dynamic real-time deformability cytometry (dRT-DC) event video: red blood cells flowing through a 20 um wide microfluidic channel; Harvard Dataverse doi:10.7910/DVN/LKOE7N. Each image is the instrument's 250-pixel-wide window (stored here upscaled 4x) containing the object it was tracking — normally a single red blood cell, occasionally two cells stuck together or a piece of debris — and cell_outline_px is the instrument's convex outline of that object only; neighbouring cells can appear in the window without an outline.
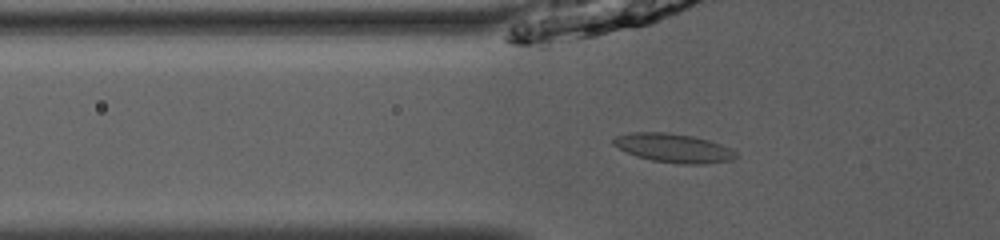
{"species": "common noctule bat (a hibernating species)", "species_latin": "Nyctalus noctula", "temperature_condition": "room temperature", "stored_images_in_passage": 44, "camera_frame_rate_fps": 3000, "um_per_image_px": 0.085, "animal": {"sex": "male", "body_mass_g": 13.0, "forearm_length_mm": 53.1}, "frame": {"image": 1, "passage_image": 12, "time_ms": 3.667, "image_size_px": [1000, 240], "cell_outline_px": [[736, 156], [732, 160], [704, 164], [680, 164], [652, 160], [636, 156], [612, 144], [612, 140], [616, 136], [632, 132], [664, 132], [692, 136], [708, 140], [732, 148], [736, 152]], "centroid_in_image_um": [57.26, 12.58], "position_along_channel_um": 68.5, "area_um2": 20.46}}
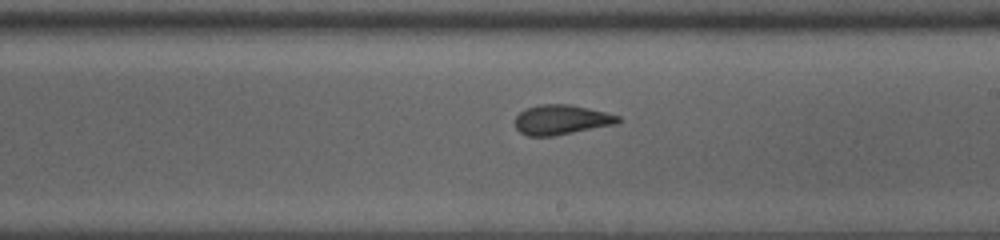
{"frame": {"image": 2, "passage_image": 25, "time_ms": 8.0, "image_size_px": [1000, 240], "cell_outline_px": [[620, 120], [616, 124], [552, 136], [528, 136], [520, 132], [516, 128], [516, 116], [520, 112], [528, 108], [540, 104], [568, 104], [588, 108], [620, 116]], "centroid_in_image_um": [47.7, 10.18], "position_along_channel_um": 241.3, "area_um2": 17.63}}
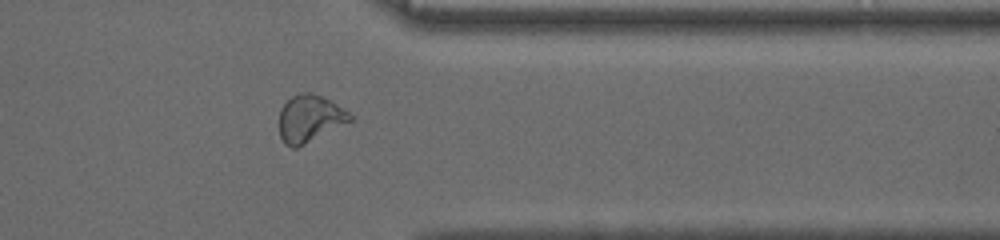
{"frame": {"image": 3, "passage_image": 36, "time_ms": 11.667, "image_size_px": [1000, 240], "cell_outline_px": [[352, 120], [296, 148], [292, 148], [284, 144], [280, 136], [280, 108], [292, 96], [300, 92], [308, 92], [320, 96], [336, 104], [348, 112], [352, 116]], "centroid_in_image_um": [26.29, 10.08], "position_along_channel_um": 385.1, "area_um2": 19.02}}